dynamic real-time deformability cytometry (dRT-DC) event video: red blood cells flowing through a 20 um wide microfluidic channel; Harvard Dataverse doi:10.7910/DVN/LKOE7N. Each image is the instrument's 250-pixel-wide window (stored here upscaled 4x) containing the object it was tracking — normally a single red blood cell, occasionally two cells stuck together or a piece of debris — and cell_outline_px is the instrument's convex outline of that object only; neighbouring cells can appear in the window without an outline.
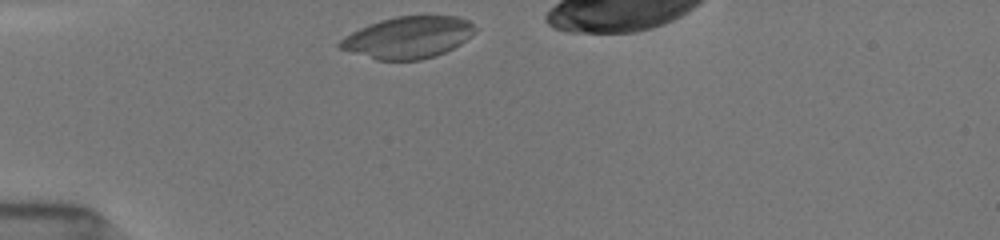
{"species": "common noctule bat (a hibernating species)", "species_latin": "Nyctalus noctula", "temperature_condition": "room temperature", "stored_images_in_passage": 22, "camera_frame_rate_fps": 3000, "um_per_image_px": 0.085, "animal": {"sex": "female", "body_mass_g": 19.5, "forearm_length_mm": 54.1}, "frame": {"image": 1, "passage_image": 1, "time_ms": 0.0, "image_size_px": [1000, 240], "cell_outline_px": [[480, 28], [476, 32], [460, 44], [436, 56], [420, 60], [376, 60], [340, 48], [336, 44], [344, 36], [360, 28], [380, 20], [396, 16], [456, 16], [468, 20]], "centroid_in_image_um": [34.72, 3.18], "position_along_channel_um": 50.3, "area_um2": 32.95}}
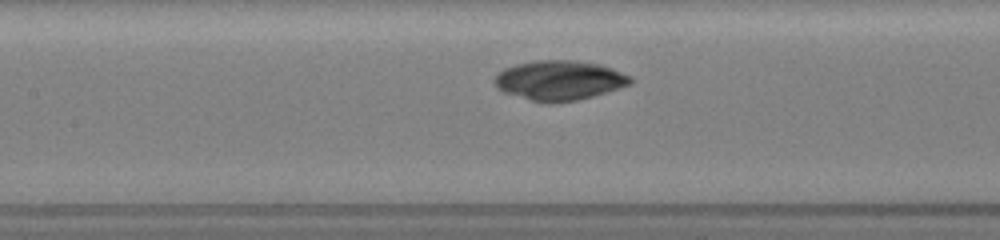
{"frame": {"image": 2, "passage_image": 9, "time_ms": 3.333, "image_size_px": [1000, 240], "cell_outline_px": [[632, 80], [628, 84], [620, 88], [592, 96], [576, 100], [548, 104], [544, 104], [504, 92], [496, 88], [492, 84], [492, 80], [504, 68], [516, 64], [536, 60], [576, 60], [600, 64], [612, 68], [632, 76]], "centroid_in_image_um": [47.51, 6.83], "position_along_channel_um": 159.9, "area_um2": 31.62}}
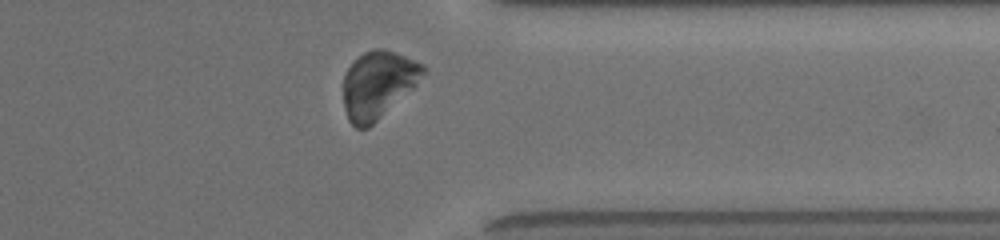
{"frame": {"image": 3, "passage_image": 20, "time_ms": 9.0, "image_size_px": [1000, 240], "cell_outline_px": [[428, 72], [412, 88], [368, 128], [356, 128], [348, 120], [344, 108], [344, 72], [364, 52], [372, 48], [384, 48], [424, 64], [428, 68]], "centroid_in_image_um": [32.14, 7.17], "position_along_channel_um": 379.3, "area_um2": 31.04}}